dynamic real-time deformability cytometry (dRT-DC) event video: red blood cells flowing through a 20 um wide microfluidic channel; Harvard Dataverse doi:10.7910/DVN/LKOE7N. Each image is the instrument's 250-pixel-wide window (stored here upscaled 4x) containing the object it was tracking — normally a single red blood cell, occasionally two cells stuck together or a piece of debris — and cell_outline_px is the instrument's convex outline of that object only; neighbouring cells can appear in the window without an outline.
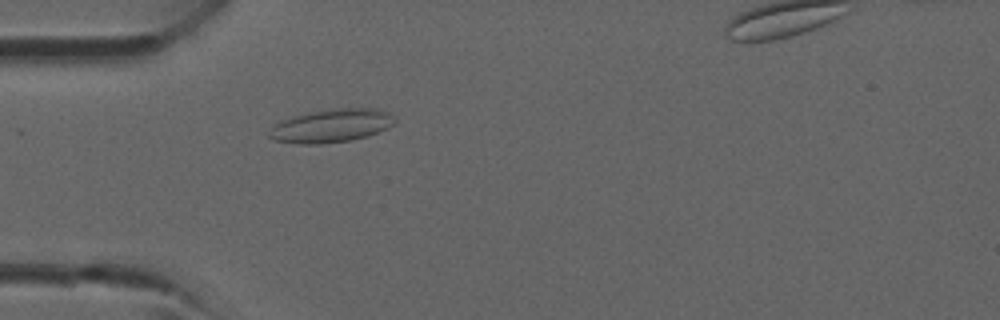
{"species": "common noctule bat (a hibernating species)", "species_latin": "Nyctalus noctula", "temperature_condition": "room temperature", "stored_images_in_passage": 31, "camera_frame_rate_fps": 3000, "um_per_image_px": 0.085, "animal": {"sex": "male", "forearm_length_mm": 52.5}, "frame": {"image": 1, "passage_image": 4, "time_ms": 1.0, "image_size_px": [1000, 320], "cell_outline_px": [[396, 120], [388, 128], [368, 136], [352, 140], [324, 144], [300, 144], [272, 140], [268, 136], [272, 128], [280, 120], [292, 116], [308, 112], [332, 108], [376, 108], [388, 112]], "centroid_in_image_um": [28.16, 10.69], "position_along_channel_um": 56.8, "area_um2": 24.57}}
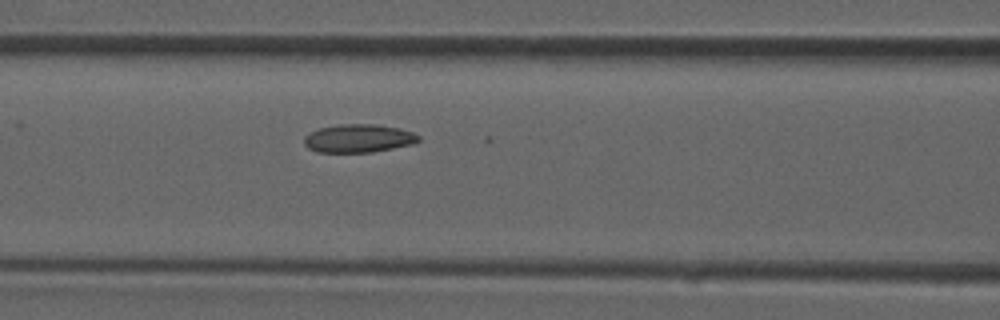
{"frame": {"image": 2, "passage_image": 9, "time_ms": 2.667, "image_size_px": [1000, 320], "cell_outline_px": [[420, 140], [412, 144], [372, 152], [316, 152], [308, 148], [304, 144], [304, 136], [320, 128], [340, 124], [376, 124], [400, 128], [412, 132], [420, 136]], "centroid_in_image_um": [30.47, 11.76], "position_along_channel_um": 136.1, "area_um2": 18.79}}
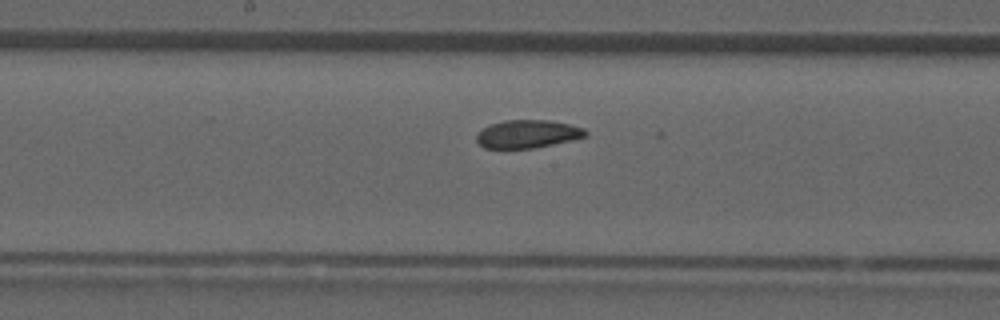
{"frame": {"image": 3, "passage_image": 13, "time_ms": 4.0, "image_size_px": [1000, 320], "cell_outline_px": [[588, 136], [572, 140], [532, 148], [484, 148], [476, 140], [476, 132], [492, 124], [504, 120], [548, 120], [568, 124], [584, 128], [588, 132]], "centroid_in_image_um": [44.85, 11.38], "position_along_channel_um": 203.4, "area_um2": 17.74}}